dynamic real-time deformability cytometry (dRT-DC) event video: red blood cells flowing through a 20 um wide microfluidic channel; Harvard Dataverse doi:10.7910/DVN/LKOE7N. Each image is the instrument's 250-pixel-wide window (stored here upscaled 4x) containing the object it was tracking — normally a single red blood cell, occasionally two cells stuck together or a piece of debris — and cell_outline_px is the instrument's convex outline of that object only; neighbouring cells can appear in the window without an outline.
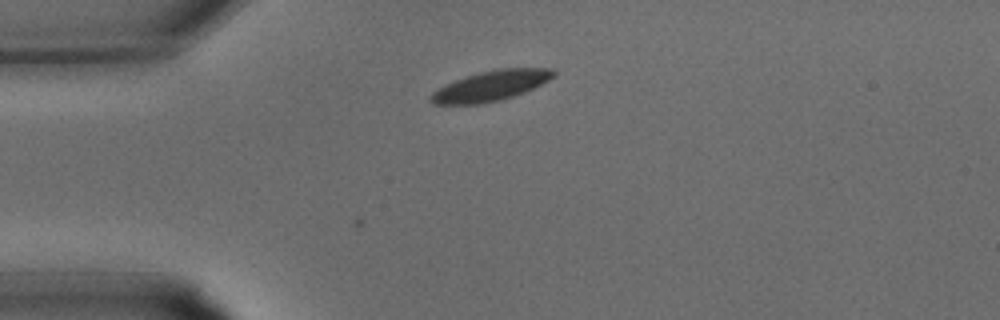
{"species": "common noctule bat (a hibernating species)", "species_latin": "Nyctalus noctula", "temperature_condition": "warm", "stored_images_in_passage": 4, "camera_frame_rate_fps": 3000, "um_per_image_px": 0.085, "animal": {"sex": "male", "body_mass_g": 15.6}, "frame": {"image": 1, "passage_image": 1, "time_ms": 0.0, "image_size_px": [1000, 320], "cell_outline_px": [[556, 76], [524, 92], [500, 100], [480, 104], [432, 104], [428, 100], [428, 96], [436, 88], [444, 84], [480, 72], [496, 68], [552, 68], [556, 72]], "centroid_in_image_um": [41.68, 7.29], "position_along_channel_um": 43.3, "area_um2": 21.62}}
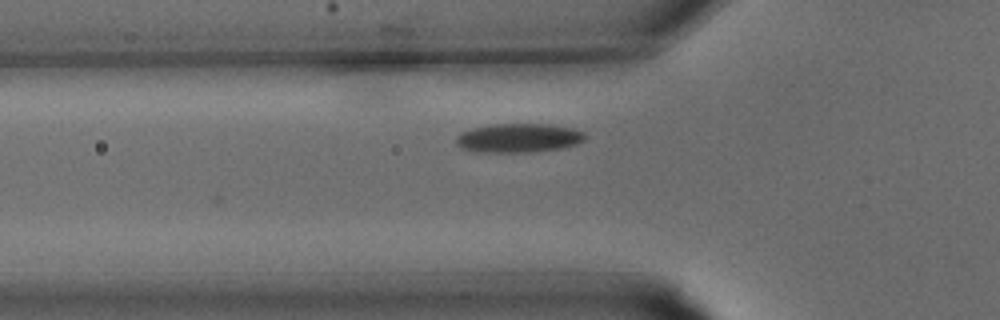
{"frame": {"image": 2, "passage_image": 4, "time_ms": 1.0, "image_size_px": [1000, 320], "cell_outline_px": [[588, 136], [584, 140], [576, 144], [560, 148], [532, 152], [476, 152], [460, 148], [456, 144], [456, 136], [460, 132], [472, 128], [492, 124], [548, 124], [572, 128], [584, 132]], "centroid_in_image_um": [44.05, 11.73], "position_along_channel_um": 81.7, "area_um2": 21.96}}